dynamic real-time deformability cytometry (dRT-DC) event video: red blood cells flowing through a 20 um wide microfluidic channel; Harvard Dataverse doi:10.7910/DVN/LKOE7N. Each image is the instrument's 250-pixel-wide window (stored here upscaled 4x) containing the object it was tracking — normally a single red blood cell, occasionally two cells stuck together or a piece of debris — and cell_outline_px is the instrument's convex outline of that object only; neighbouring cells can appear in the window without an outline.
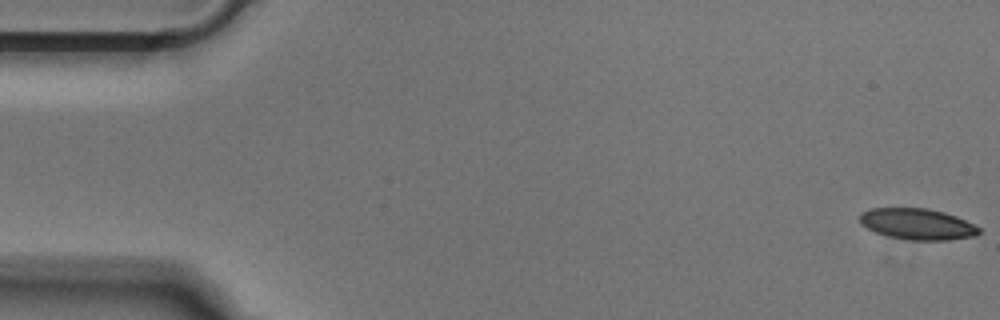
{"species": "Egyptian fruit bat (a non-hibernating species)", "species_latin": "Rousettus aegyptiacus", "temperature_condition": "cold", "stored_images_in_passage": 52, "camera_frame_rate_fps": 3000, "um_per_image_px": 0.085, "animal": {"sex": "male"}, "frame": {"image": 1, "passage_image": 1, "time_ms": 0.0, "image_size_px": [1000, 320], "cell_outline_px": [[980, 232], [976, 236], [948, 240], [912, 240], [888, 236], [876, 232], [860, 224], [860, 212], [868, 208], [928, 208], [944, 212], [956, 216], [980, 228]], "centroid_in_image_um": [77.96, 19.04], "position_along_channel_um": 7.0, "area_um2": 21.62}}
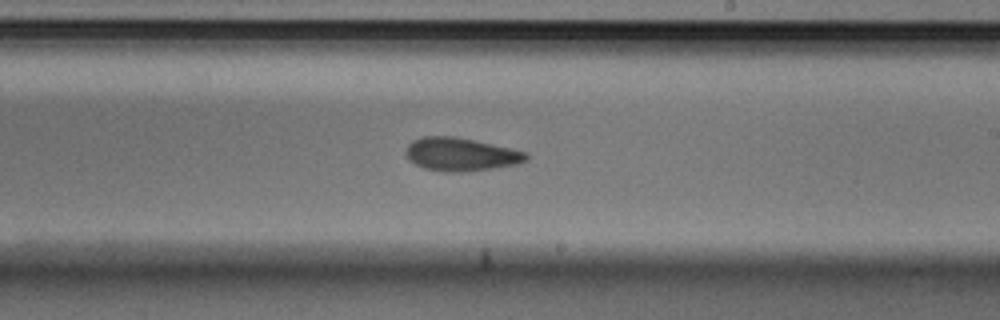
{"frame": {"image": 2, "passage_image": 30, "time_ms": 9.667, "image_size_px": [1000, 320], "cell_outline_px": [[528, 160], [520, 164], [468, 172], [444, 172], [424, 168], [416, 164], [404, 152], [408, 144], [412, 140], [424, 136], [456, 136], [512, 148], [528, 152]], "centroid_in_image_um": [39.22, 13.12], "position_along_channel_um": 249.8, "area_um2": 23.58}}
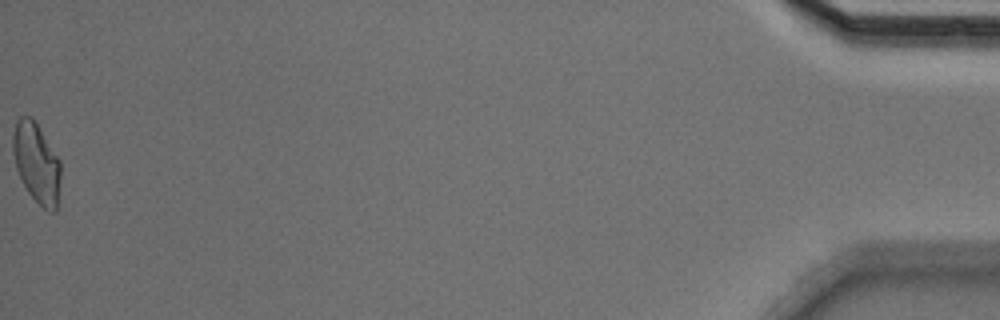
{"frame": {"image": 3, "passage_image": 52, "time_ms": 17.0, "image_size_px": [1000, 320], "cell_outline_px": [[60, 180], [56, 212], [48, 212], [28, 192], [16, 168], [12, 152], [12, 136], [16, 120], [20, 116], [32, 116], [60, 160]], "centroid_in_image_um": [3.1, 13.82], "position_along_channel_um": 432.1, "area_um2": 22.25}}